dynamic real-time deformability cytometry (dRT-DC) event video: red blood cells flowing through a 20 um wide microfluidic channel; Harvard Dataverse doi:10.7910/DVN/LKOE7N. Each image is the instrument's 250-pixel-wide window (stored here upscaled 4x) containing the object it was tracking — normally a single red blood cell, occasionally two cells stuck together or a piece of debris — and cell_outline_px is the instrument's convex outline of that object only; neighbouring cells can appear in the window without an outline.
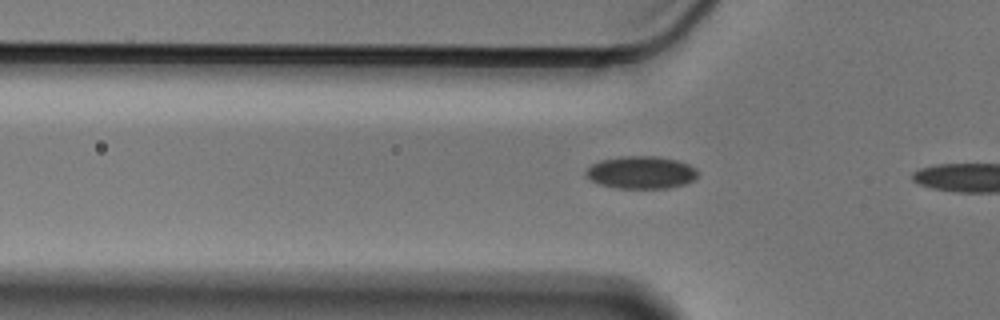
{"species": "Egyptian fruit bat (a non-hibernating species)", "species_latin": "Rousettus aegyptiacus", "temperature_condition": "cold", "stored_images_in_passage": 12, "camera_frame_rate_fps": 3000, "um_per_image_px": 0.085, "animal": {"sex": "male"}, "frame": {"image": 1, "passage_image": 10, "time_ms": 3.0, "image_size_px": [1000, 320], "cell_outline_px": [[696, 176], [692, 180], [684, 184], [672, 188], [616, 188], [600, 184], [592, 180], [584, 172], [592, 164], [600, 160], [620, 156], [656, 156], [676, 160], [688, 164], [696, 168]], "centroid_in_image_um": [54.48, 14.65], "position_along_channel_um": 71.3, "area_um2": 21.1}}